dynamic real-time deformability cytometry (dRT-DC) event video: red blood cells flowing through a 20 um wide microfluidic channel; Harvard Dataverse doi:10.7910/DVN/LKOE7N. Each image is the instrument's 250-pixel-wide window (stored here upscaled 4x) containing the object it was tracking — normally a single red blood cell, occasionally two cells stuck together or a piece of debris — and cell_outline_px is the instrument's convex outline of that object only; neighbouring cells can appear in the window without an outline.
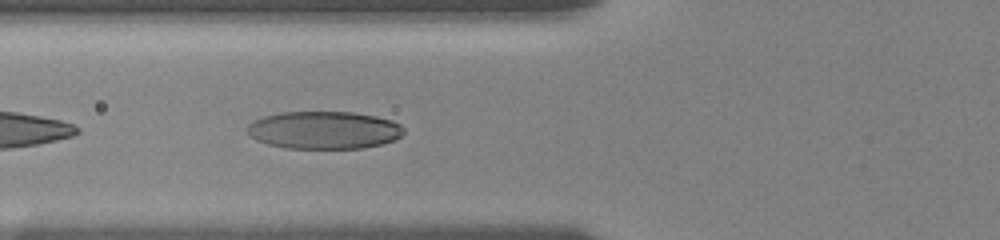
{"species": "human", "species_latin": "Homo sapiens", "temperature_condition": "room temperature", "stored_images_in_passage": 72, "camera_frame_rate_fps": 3000, "um_per_image_px": 0.085, "donor": {"sex": "female"}, "frame": {"image": 1, "passage_image": 6, "time_ms": 1.333, "image_size_px": [1000, 240], "cell_outline_px": [[404, 132], [400, 136], [392, 140], [380, 144], [364, 148], [284, 148], [268, 144], [256, 140], [248, 136], [244, 128], [252, 120], [264, 116], [280, 112], [352, 112], [376, 116], [392, 120], [400, 124], [404, 128]], "centroid_in_image_um": [27.48, 11.05], "position_along_channel_um": 98.3, "area_um2": 34.62}}
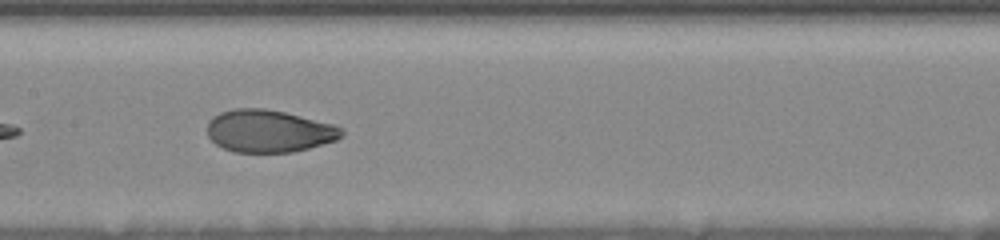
{"frame": {"image": 2, "passage_image": 18, "time_ms": 3.667, "image_size_px": [1000, 240], "cell_outline_px": [[344, 136], [336, 140], [308, 148], [292, 152], [232, 152], [216, 144], [208, 136], [208, 120], [212, 116], [220, 112], [232, 108], [264, 108], [284, 112], [332, 124], [344, 128]], "centroid_in_image_um": [22.84, 11.13], "position_along_channel_um": 184.6, "area_um2": 33.29}}
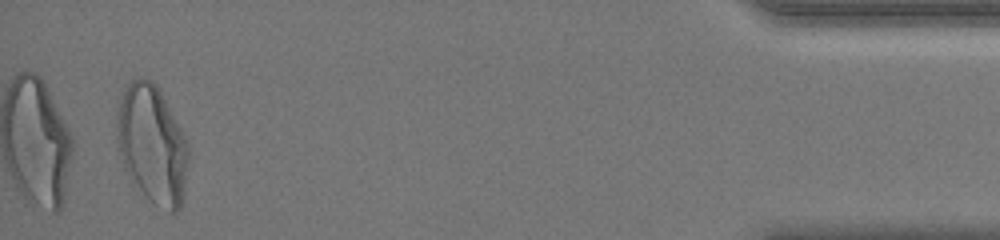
{"frame": {"image": 3, "passage_image": 69, "time_ms": 12.0, "image_size_px": [1000, 240], "cell_outline_px": [[188, 160], [180, 208], [176, 212], [168, 212], [156, 204], [132, 184], [124, 168], [120, 152], [116, 124], [116, 108], [128, 84], [132, 80], [140, 76], [144, 76], [152, 80], [156, 84], [184, 136], [188, 144]], "centroid_in_image_um": [12.9, 12.26], "position_along_channel_um": 422.3, "area_um2": 48.84}, "authors_computed_cell_mechanics": {"area_um2": 34.3332, "velocity_mm_per_s": 3.6736, "shape_relaxation_time_tau1_ms": 3.5727, "shape_relaxation_time_tau2_ms": 1.02, "deformation_change_tau1": 0.1647, "deformation_change_tau2": 0.0513}}